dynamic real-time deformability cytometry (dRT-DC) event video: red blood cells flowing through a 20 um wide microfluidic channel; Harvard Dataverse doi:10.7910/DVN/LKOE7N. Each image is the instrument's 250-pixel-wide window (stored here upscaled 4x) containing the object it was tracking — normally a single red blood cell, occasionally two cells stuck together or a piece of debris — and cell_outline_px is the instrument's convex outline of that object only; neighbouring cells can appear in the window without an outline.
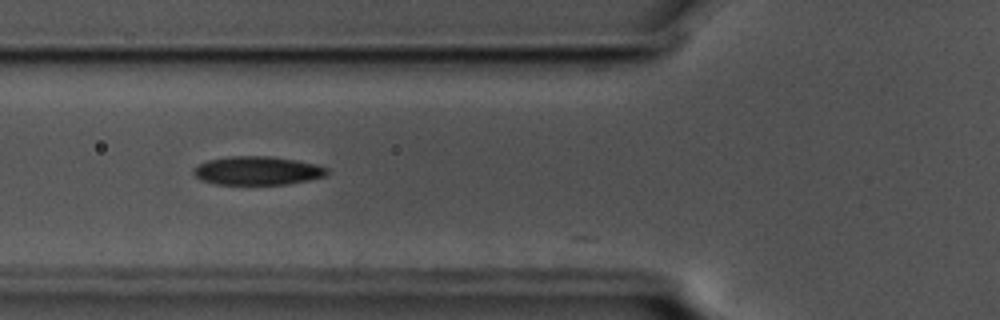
{"species": "common noctule bat (a hibernating species)", "species_latin": "Nyctalus noctula", "temperature_condition": "cold", "stored_images_in_passage": 6, "camera_frame_rate_fps": 3000, "um_per_image_px": 0.085, "animal": {"sex": "male", "body_mass_g": 17.5, "forearm_length_mm": 52.3}, "frame": {"image": 1, "passage_image": 3, "time_ms": 0.667, "image_size_px": [1000, 320], "cell_outline_px": [[328, 172], [324, 176], [308, 180], [288, 184], [216, 184], [200, 180], [192, 172], [192, 168], [208, 160], [228, 156], [272, 156], [296, 160], [316, 164], [328, 168]], "centroid_in_image_um": [21.86, 14.5], "position_along_channel_um": 103.9, "area_um2": 22.25}}